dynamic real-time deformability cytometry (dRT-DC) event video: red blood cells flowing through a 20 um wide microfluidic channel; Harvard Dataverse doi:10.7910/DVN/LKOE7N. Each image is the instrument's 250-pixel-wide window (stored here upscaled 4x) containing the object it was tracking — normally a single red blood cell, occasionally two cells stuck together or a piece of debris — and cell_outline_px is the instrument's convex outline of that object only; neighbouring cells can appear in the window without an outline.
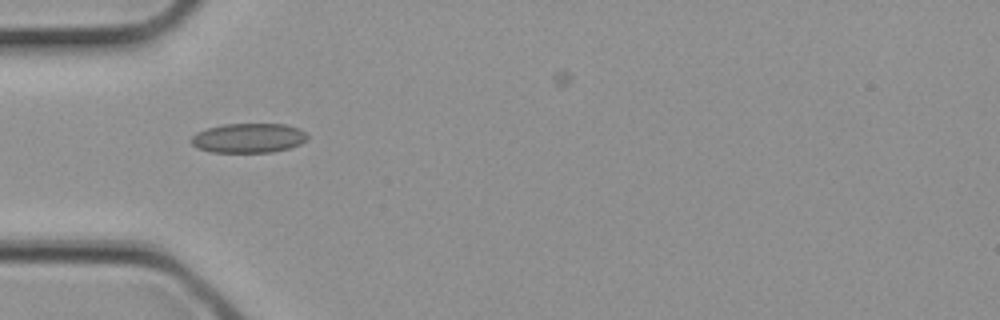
{"species": "common noctule bat (a hibernating species)", "species_latin": "Nyctalus noctula", "temperature_condition": "cold", "stored_images_in_passage": 25, "camera_frame_rate_fps": 3000, "um_per_image_px": 0.085, "animal": {"sex": "female", "body_mass_g": 21.9}, "frame": {"image": 1, "passage_image": 9, "time_ms": 2.667, "image_size_px": [1000, 320], "cell_outline_px": [[308, 140], [300, 144], [288, 148], [272, 152], [212, 152], [196, 148], [188, 140], [196, 132], [208, 128], [224, 124], [284, 124], [300, 128], [308, 136]], "centroid_in_image_um": [21.11, 11.73], "position_along_channel_um": 63.9, "area_um2": 20.11}}
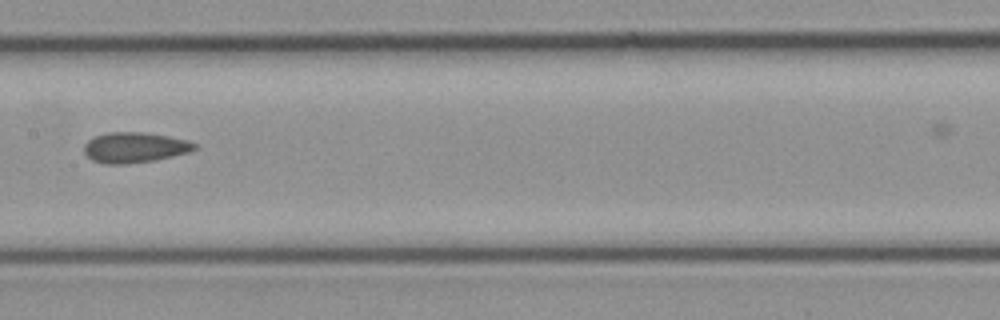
{"frame": {"image": 2, "passage_image": 15, "time_ms": 4.667, "image_size_px": [1000, 320], "cell_outline_px": [[200, 148], [188, 152], [156, 160], [128, 164], [104, 164], [92, 160], [84, 152], [84, 144], [88, 140], [96, 136], [108, 132], [144, 132], [168, 136], [188, 140], [196, 144]], "centroid_in_image_um": [11.46, 12.54], "position_along_channel_um": 195.9, "area_um2": 19.71}}
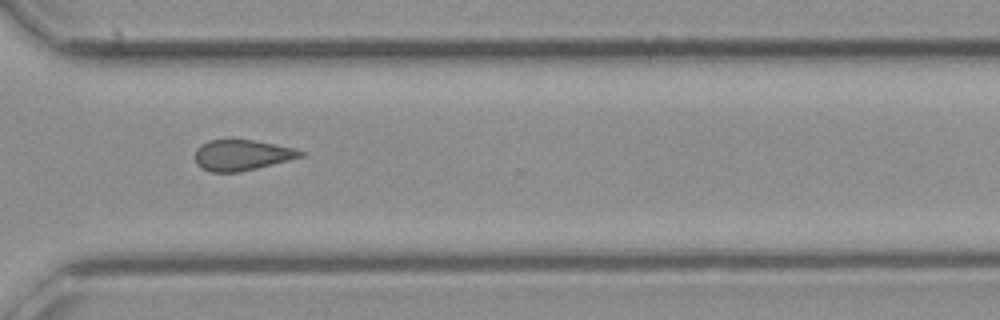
{"frame": {"image": 3, "passage_image": 22, "time_ms": 7.0, "image_size_px": [1000, 320], "cell_outline_px": [[304, 156], [240, 172], [208, 172], [200, 168], [196, 164], [196, 148], [200, 144], [208, 140], [256, 140], [296, 148], [304, 152]], "centroid_in_image_um": [20.54, 13.18], "position_along_channel_um": 350.1, "area_um2": 18.96}}